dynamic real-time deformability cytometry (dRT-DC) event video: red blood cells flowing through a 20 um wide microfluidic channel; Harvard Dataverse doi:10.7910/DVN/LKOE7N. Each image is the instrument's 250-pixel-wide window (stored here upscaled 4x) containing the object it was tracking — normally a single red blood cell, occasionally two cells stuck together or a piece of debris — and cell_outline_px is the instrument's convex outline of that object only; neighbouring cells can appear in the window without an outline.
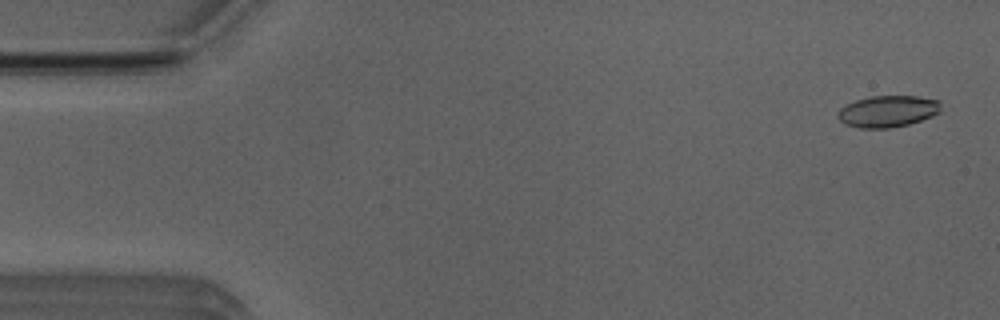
{"species": "Egyptian fruit bat (a non-hibernating species)", "species_latin": "Rousettus aegyptiacus", "temperature_condition": "room temperature", "stored_images_in_passage": 51, "camera_frame_rate_fps": 3000, "um_per_image_px": 0.085, "animal": {"sex": "male"}, "frame": {"image": 1, "passage_image": 2, "time_ms": 0.333, "image_size_px": [1000, 320], "cell_outline_px": [[940, 112], [932, 116], [908, 124], [888, 128], [860, 128], [844, 124], [836, 116], [840, 108], [856, 100], [872, 96], [916, 96], [940, 100]], "centroid_in_image_um": [75.45, 9.46], "position_along_channel_um": 9.5, "area_um2": 18.9}}
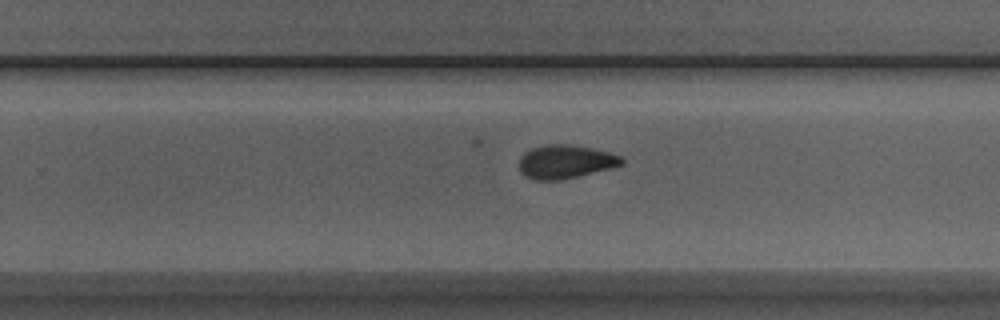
{"frame": {"image": 2, "passage_image": 32, "time_ms": 10.333, "image_size_px": [1000, 320], "cell_outline_px": [[624, 164], [560, 180], [532, 180], [524, 176], [520, 172], [520, 156], [524, 152], [532, 148], [548, 144], [568, 144], [608, 152], [620, 156], [624, 160]], "centroid_in_image_um": [48.0, 13.75], "position_along_channel_um": 281.8, "area_um2": 19.77}}
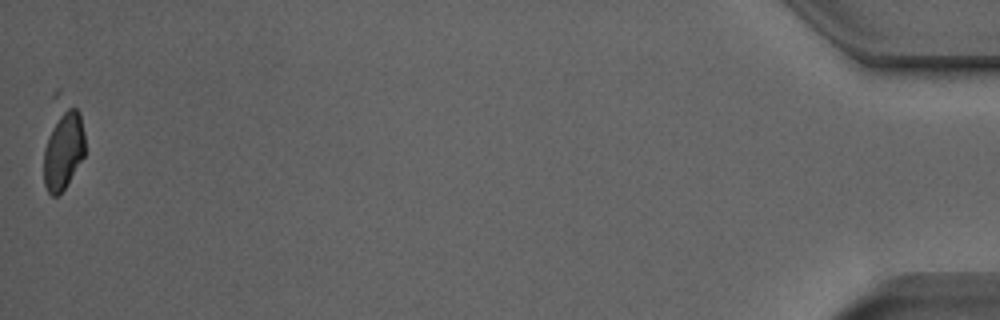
{"frame": {"image": 3, "passage_image": 51, "time_ms": 16.667, "image_size_px": [1000, 320], "cell_outline_px": [[84, 156], [64, 188], [56, 196], [52, 196], [48, 192], [44, 184], [44, 148], [52, 92], [56, 88], [60, 88], [80, 112], [84, 132]], "centroid_in_image_um": [5.3, 12.13], "position_along_channel_um": 429.9, "area_um2": 22.6}, "authors_computed_cell_mechanics": {"area_um2": 19.941, "velocity_mm_per_s": 3.9786, "shape_relaxation_time_tau1_ms": 6.7158, "shape_relaxation_time_tau2_ms": 2.1402, "deformation_change_tau1": 0.1714, "deformation_change_tau2": 0.0744}}